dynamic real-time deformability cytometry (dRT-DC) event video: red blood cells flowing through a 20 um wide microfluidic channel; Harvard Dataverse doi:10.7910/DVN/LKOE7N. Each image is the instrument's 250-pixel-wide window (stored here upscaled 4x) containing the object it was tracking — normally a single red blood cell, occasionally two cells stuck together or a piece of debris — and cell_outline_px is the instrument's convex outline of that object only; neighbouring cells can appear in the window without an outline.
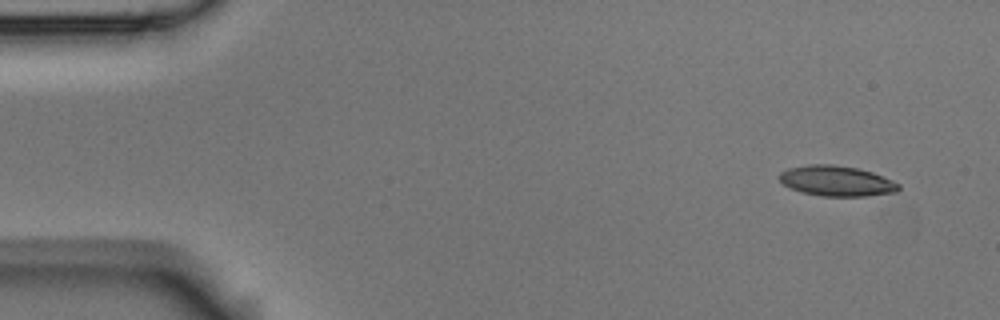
{"species": "Egyptian fruit bat (a non-hibernating species)", "species_latin": "Rousettus aegyptiacus", "temperature_condition": "room temperature", "stored_images_in_passage": 3, "camera_frame_rate_fps": 3000, "um_per_image_px": 0.085, "animal": {"sex": "male"}, "frame": {"image": 1, "passage_image": 1, "time_ms": 0.0, "image_size_px": [1000, 320], "cell_outline_px": [[900, 188], [896, 192], [868, 196], [824, 196], [804, 192], [792, 188], [784, 184], [776, 176], [780, 172], [788, 168], [808, 164], [832, 164], [856, 168], [872, 172], [892, 180], [900, 184]], "centroid_in_image_um": [71.11, 15.37], "position_along_channel_um": 13.9, "area_um2": 21.04}}
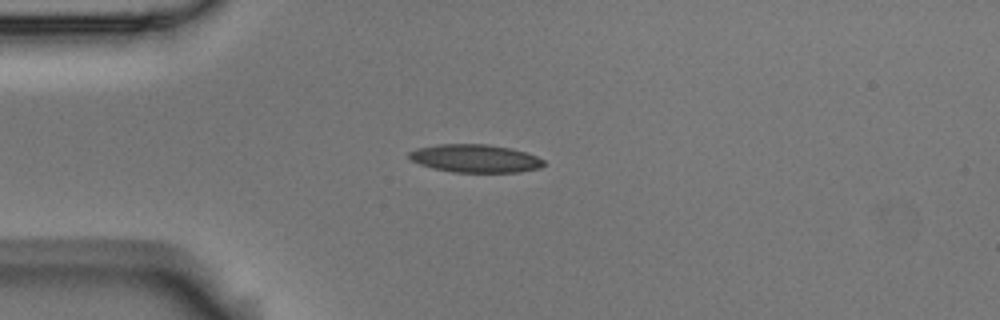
{"frame": {"image": 2, "passage_image": 3, "time_ms": 0.667, "image_size_px": [1000, 320], "cell_outline_px": [[544, 164], [540, 168], [520, 172], [452, 172], [432, 168], [420, 164], [412, 160], [408, 156], [408, 152], [416, 148], [436, 144], [488, 144], [512, 148], [536, 156], [544, 160]], "centroid_in_image_um": [40.37, 13.46], "position_along_channel_um": 44.6, "area_um2": 22.08}}